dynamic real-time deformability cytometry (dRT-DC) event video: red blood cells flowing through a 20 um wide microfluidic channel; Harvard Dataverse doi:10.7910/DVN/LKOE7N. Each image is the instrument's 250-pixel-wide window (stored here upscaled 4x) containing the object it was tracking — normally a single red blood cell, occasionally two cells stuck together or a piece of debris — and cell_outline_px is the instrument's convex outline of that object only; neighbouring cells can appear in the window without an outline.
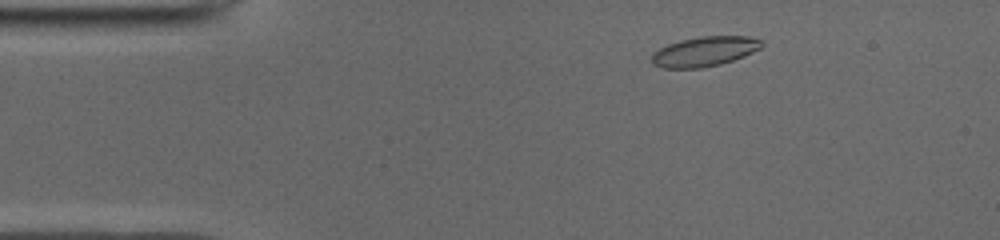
{"species": "common noctule bat (a hibernating species)", "species_latin": "Nyctalus noctula", "temperature_condition": "cold", "stored_images_in_passage": 48, "camera_frame_rate_fps": 3000, "um_per_image_px": 0.085, "animal": {"sex": "male", "body_mass_g": 19.0, "forearm_length_mm": 50.8}, "frame": {"image": 1, "passage_image": 5, "time_ms": 1.333, "image_size_px": [1000, 240], "cell_outline_px": [[764, 44], [760, 48], [744, 56], [720, 64], [700, 68], [664, 68], [652, 64], [652, 56], [660, 48], [668, 44], [680, 40], [700, 36], [748, 36], [764, 40]], "centroid_in_image_um": [59.92, 4.36], "position_along_channel_um": 25.1, "area_um2": 19.02}}
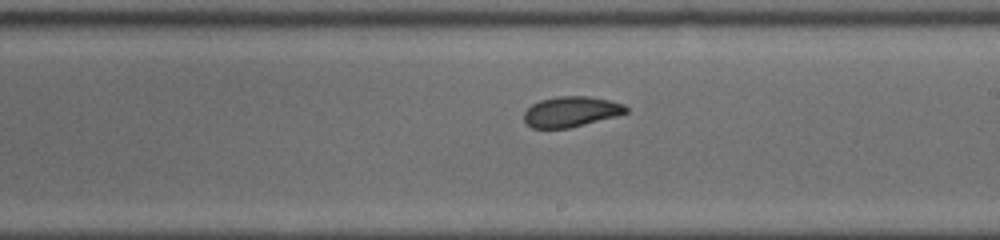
{"frame": {"image": 2, "passage_image": 26, "time_ms": 8.333, "image_size_px": [1000, 240], "cell_outline_px": [[628, 112], [616, 116], [568, 128], [532, 128], [524, 120], [524, 112], [532, 104], [540, 100], [556, 96], [588, 96], [608, 100], [624, 104], [628, 108]], "centroid_in_image_um": [48.53, 9.48], "position_along_channel_um": 240.5, "area_um2": 17.98}}
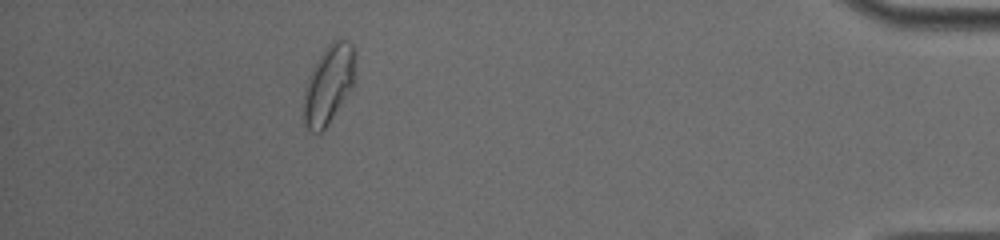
{"frame": {"image": 3, "passage_image": 43, "time_ms": 14.0, "image_size_px": [1000, 240], "cell_outline_px": [[356, 52], [352, 84], [328, 124], [320, 132], [312, 132], [304, 124], [304, 88], [308, 76], [312, 68], [328, 44], [332, 40], [340, 36], [348, 40], [352, 44]], "centroid_in_image_um": [27.92, 7.09], "position_along_channel_um": 407.3, "area_um2": 23.29}, "authors_computed_cell_mechanics": {"area_um2": 19.074, "velocity_mm_per_s": 3.9274, "shape_relaxation_time_tau1_ms": null, "shape_relaxation_time_tau2_ms": 2.2017, "deformation_change_tau1": null, "deformation_change_tau2": 0.0695}}